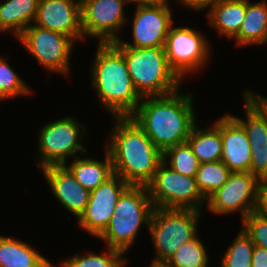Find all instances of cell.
Instances as JSON below:
<instances>
[{
    "label": "cell",
    "instance_id": "9c48e42d",
    "mask_svg": "<svg viewBox=\"0 0 267 267\" xmlns=\"http://www.w3.org/2000/svg\"><path fill=\"white\" fill-rule=\"evenodd\" d=\"M209 42L194 28L174 27V23L171 25L164 49L169 67L181 80L185 75H191L205 68L212 50Z\"/></svg>",
    "mask_w": 267,
    "mask_h": 267
},
{
    "label": "cell",
    "instance_id": "9a60e30c",
    "mask_svg": "<svg viewBox=\"0 0 267 267\" xmlns=\"http://www.w3.org/2000/svg\"><path fill=\"white\" fill-rule=\"evenodd\" d=\"M246 119L232 115L245 129L251 148L250 173L260 182L267 180V113L244 90Z\"/></svg>",
    "mask_w": 267,
    "mask_h": 267
},
{
    "label": "cell",
    "instance_id": "e575fe53",
    "mask_svg": "<svg viewBox=\"0 0 267 267\" xmlns=\"http://www.w3.org/2000/svg\"><path fill=\"white\" fill-rule=\"evenodd\" d=\"M246 92L263 108V110L267 113V97L262 95H258V93L252 92V90H247Z\"/></svg>",
    "mask_w": 267,
    "mask_h": 267
},
{
    "label": "cell",
    "instance_id": "ac0fdd59",
    "mask_svg": "<svg viewBox=\"0 0 267 267\" xmlns=\"http://www.w3.org/2000/svg\"><path fill=\"white\" fill-rule=\"evenodd\" d=\"M221 137V161L232 172H249L252 153L248 136L243 126L230 113L221 116Z\"/></svg>",
    "mask_w": 267,
    "mask_h": 267
},
{
    "label": "cell",
    "instance_id": "d6a6232c",
    "mask_svg": "<svg viewBox=\"0 0 267 267\" xmlns=\"http://www.w3.org/2000/svg\"><path fill=\"white\" fill-rule=\"evenodd\" d=\"M251 267H267V250L258 246L253 249Z\"/></svg>",
    "mask_w": 267,
    "mask_h": 267
},
{
    "label": "cell",
    "instance_id": "5bb4252c",
    "mask_svg": "<svg viewBox=\"0 0 267 267\" xmlns=\"http://www.w3.org/2000/svg\"><path fill=\"white\" fill-rule=\"evenodd\" d=\"M129 185L113 174L105 182L90 192L85 211L77 219L78 226L98 237L108 226L119 196Z\"/></svg>",
    "mask_w": 267,
    "mask_h": 267
},
{
    "label": "cell",
    "instance_id": "8d00e7d4",
    "mask_svg": "<svg viewBox=\"0 0 267 267\" xmlns=\"http://www.w3.org/2000/svg\"><path fill=\"white\" fill-rule=\"evenodd\" d=\"M149 267H172L168 265L166 262H153L149 264Z\"/></svg>",
    "mask_w": 267,
    "mask_h": 267
},
{
    "label": "cell",
    "instance_id": "e0dca14e",
    "mask_svg": "<svg viewBox=\"0 0 267 267\" xmlns=\"http://www.w3.org/2000/svg\"><path fill=\"white\" fill-rule=\"evenodd\" d=\"M41 171L54 197L78 219L88 205L90 191L82 187L64 165L46 166Z\"/></svg>",
    "mask_w": 267,
    "mask_h": 267
},
{
    "label": "cell",
    "instance_id": "44dd1931",
    "mask_svg": "<svg viewBox=\"0 0 267 267\" xmlns=\"http://www.w3.org/2000/svg\"><path fill=\"white\" fill-rule=\"evenodd\" d=\"M267 0L251 3L247 0L246 13L239 33L233 38L238 47L262 45L267 42Z\"/></svg>",
    "mask_w": 267,
    "mask_h": 267
},
{
    "label": "cell",
    "instance_id": "7402d4cb",
    "mask_svg": "<svg viewBox=\"0 0 267 267\" xmlns=\"http://www.w3.org/2000/svg\"><path fill=\"white\" fill-rule=\"evenodd\" d=\"M39 0H6L0 3V32L17 38L36 18Z\"/></svg>",
    "mask_w": 267,
    "mask_h": 267
},
{
    "label": "cell",
    "instance_id": "8992f818",
    "mask_svg": "<svg viewBox=\"0 0 267 267\" xmlns=\"http://www.w3.org/2000/svg\"><path fill=\"white\" fill-rule=\"evenodd\" d=\"M201 212L194 209H153L148 228L156 252L153 262H166L181 245L198 234Z\"/></svg>",
    "mask_w": 267,
    "mask_h": 267
},
{
    "label": "cell",
    "instance_id": "52a82bcc",
    "mask_svg": "<svg viewBox=\"0 0 267 267\" xmlns=\"http://www.w3.org/2000/svg\"><path fill=\"white\" fill-rule=\"evenodd\" d=\"M86 128L73 116L42 126L37 142L40 155L36 160L38 167L42 169L50 165H64L68 162L67 158L77 157L76 153L87 154V149L81 143Z\"/></svg>",
    "mask_w": 267,
    "mask_h": 267
},
{
    "label": "cell",
    "instance_id": "83f0119b",
    "mask_svg": "<svg viewBox=\"0 0 267 267\" xmlns=\"http://www.w3.org/2000/svg\"><path fill=\"white\" fill-rule=\"evenodd\" d=\"M162 161L179 174L191 177H195L200 166L187 141L166 149Z\"/></svg>",
    "mask_w": 267,
    "mask_h": 267
},
{
    "label": "cell",
    "instance_id": "7a4b0ae2",
    "mask_svg": "<svg viewBox=\"0 0 267 267\" xmlns=\"http://www.w3.org/2000/svg\"><path fill=\"white\" fill-rule=\"evenodd\" d=\"M113 118L116 123L105 145L113 173L128 185L147 186L162 162L163 153L130 116Z\"/></svg>",
    "mask_w": 267,
    "mask_h": 267
},
{
    "label": "cell",
    "instance_id": "ffe728a7",
    "mask_svg": "<svg viewBox=\"0 0 267 267\" xmlns=\"http://www.w3.org/2000/svg\"><path fill=\"white\" fill-rule=\"evenodd\" d=\"M0 267H55V265L27 242L0 235Z\"/></svg>",
    "mask_w": 267,
    "mask_h": 267
},
{
    "label": "cell",
    "instance_id": "8fae6325",
    "mask_svg": "<svg viewBox=\"0 0 267 267\" xmlns=\"http://www.w3.org/2000/svg\"><path fill=\"white\" fill-rule=\"evenodd\" d=\"M261 182L250 172H232L227 182L206 199L215 215L239 212L241 221L260 208Z\"/></svg>",
    "mask_w": 267,
    "mask_h": 267
},
{
    "label": "cell",
    "instance_id": "30bf717a",
    "mask_svg": "<svg viewBox=\"0 0 267 267\" xmlns=\"http://www.w3.org/2000/svg\"><path fill=\"white\" fill-rule=\"evenodd\" d=\"M17 40L47 72L61 73L65 77L70 75V56L75 45L73 38L32 24Z\"/></svg>",
    "mask_w": 267,
    "mask_h": 267
},
{
    "label": "cell",
    "instance_id": "d6986e66",
    "mask_svg": "<svg viewBox=\"0 0 267 267\" xmlns=\"http://www.w3.org/2000/svg\"><path fill=\"white\" fill-rule=\"evenodd\" d=\"M247 0H218L206 12L208 24L219 36L233 39L240 30L246 13Z\"/></svg>",
    "mask_w": 267,
    "mask_h": 267
},
{
    "label": "cell",
    "instance_id": "277c9868",
    "mask_svg": "<svg viewBox=\"0 0 267 267\" xmlns=\"http://www.w3.org/2000/svg\"><path fill=\"white\" fill-rule=\"evenodd\" d=\"M154 206L147 186L129 185L119 196L107 228L97 237L107 248L126 254L135 244L140 227L149 228Z\"/></svg>",
    "mask_w": 267,
    "mask_h": 267
},
{
    "label": "cell",
    "instance_id": "603a6c76",
    "mask_svg": "<svg viewBox=\"0 0 267 267\" xmlns=\"http://www.w3.org/2000/svg\"><path fill=\"white\" fill-rule=\"evenodd\" d=\"M104 153L103 162L77 156L69 165L64 164V166L82 187L91 192L114 174L110 155L106 149Z\"/></svg>",
    "mask_w": 267,
    "mask_h": 267
},
{
    "label": "cell",
    "instance_id": "4dcf8cb0",
    "mask_svg": "<svg viewBox=\"0 0 267 267\" xmlns=\"http://www.w3.org/2000/svg\"><path fill=\"white\" fill-rule=\"evenodd\" d=\"M241 222L243 230L250 236L253 244L267 250V214L257 209Z\"/></svg>",
    "mask_w": 267,
    "mask_h": 267
},
{
    "label": "cell",
    "instance_id": "4316f807",
    "mask_svg": "<svg viewBox=\"0 0 267 267\" xmlns=\"http://www.w3.org/2000/svg\"><path fill=\"white\" fill-rule=\"evenodd\" d=\"M232 171L222 162L202 163L195 175V180L201 194L207 199L228 180Z\"/></svg>",
    "mask_w": 267,
    "mask_h": 267
},
{
    "label": "cell",
    "instance_id": "f546056e",
    "mask_svg": "<svg viewBox=\"0 0 267 267\" xmlns=\"http://www.w3.org/2000/svg\"><path fill=\"white\" fill-rule=\"evenodd\" d=\"M31 88L17 75L6 58L0 56V101L18 96L31 95Z\"/></svg>",
    "mask_w": 267,
    "mask_h": 267
},
{
    "label": "cell",
    "instance_id": "5b68a950",
    "mask_svg": "<svg viewBox=\"0 0 267 267\" xmlns=\"http://www.w3.org/2000/svg\"><path fill=\"white\" fill-rule=\"evenodd\" d=\"M116 47L123 53L132 84L141 97L167 95L181 87L182 80L169 67L164 47Z\"/></svg>",
    "mask_w": 267,
    "mask_h": 267
},
{
    "label": "cell",
    "instance_id": "ba28073f",
    "mask_svg": "<svg viewBox=\"0 0 267 267\" xmlns=\"http://www.w3.org/2000/svg\"><path fill=\"white\" fill-rule=\"evenodd\" d=\"M147 188L154 208L201 211V206L206 202L198 189L195 177L179 174L163 161Z\"/></svg>",
    "mask_w": 267,
    "mask_h": 267
},
{
    "label": "cell",
    "instance_id": "6da1fadb",
    "mask_svg": "<svg viewBox=\"0 0 267 267\" xmlns=\"http://www.w3.org/2000/svg\"><path fill=\"white\" fill-rule=\"evenodd\" d=\"M180 88L167 95L145 96L130 117L163 153L187 141L196 122L192 93Z\"/></svg>",
    "mask_w": 267,
    "mask_h": 267
},
{
    "label": "cell",
    "instance_id": "d590c367",
    "mask_svg": "<svg viewBox=\"0 0 267 267\" xmlns=\"http://www.w3.org/2000/svg\"><path fill=\"white\" fill-rule=\"evenodd\" d=\"M130 4L139 5H156V4H169V0H128Z\"/></svg>",
    "mask_w": 267,
    "mask_h": 267
},
{
    "label": "cell",
    "instance_id": "484cf974",
    "mask_svg": "<svg viewBox=\"0 0 267 267\" xmlns=\"http://www.w3.org/2000/svg\"><path fill=\"white\" fill-rule=\"evenodd\" d=\"M101 252L100 255L92 251L84 255L77 253L61 261L57 267H125L127 265L128 260L123 257L125 253L109 247L106 252Z\"/></svg>",
    "mask_w": 267,
    "mask_h": 267
},
{
    "label": "cell",
    "instance_id": "4fadbf2b",
    "mask_svg": "<svg viewBox=\"0 0 267 267\" xmlns=\"http://www.w3.org/2000/svg\"><path fill=\"white\" fill-rule=\"evenodd\" d=\"M171 11L170 4L136 5L132 21L133 43L124 42L121 37L112 43L136 48L164 47L174 22Z\"/></svg>",
    "mask_w": 267,
    "mask_h": 267
},
{
    "label": "cell",
    "instance_id": "cb8c5ba5",
    "mask_svg": "<svg viewBox=\"0 0 267 267\" xmlns=\"http://www.w3.org/2000/svg\"><path fill=\"white\" fill-rule=\"evenodd\" d=\"M187 142L200 164L221 161L223 147L221 117L209 128L201 129L195 124L187 138Z\"/></svg>",
    "mask_w": 267,
    "mask_h": 267
},
{
    "label": "cell",
    "instance_id": "3957f363",
    "mask_svg": "<svg viewBox=\"0 0 267 267\" xmlns=\"http://www.w3.org/2000/svg\"><path fill=\"white\" fill-rule=\"evenodd\" d=\"M91 67L99 102L113 117L130 116L142 97L135 90L123 53L112 43H98Z\"/></svg>",
    "mask_w": 267,
    "mask_h": 267
},
{
    "label": "cell",
    "instance_id": "d4e9b609",
    "mask_svg": "<svg viewBox=\"0 0 267 267\" xmlns=\"http://www.w3.org/2000/svg\"><path fill=\"white\" fill-rule=\"evenodd\" d=\"M204 245L196 235L181 245L166 263L172 267H208L209 256Z\"/></svg>",
    "mask_w": 267,
    "mask_h": 267
},
{
    "label": "cell",
    "instance_id": "7c38bea8",
    "mask_svg": "<svg viewBox=\"0 0 267 267\" xmlns=\"http://www.w3.org/2000/svg\"><path fill=\"white\" fill-rule=\"evenodd\" d=\"M128 0H80L81 29L84 39L95 37L98 43L118 40L127 17L125 4Z\"/></svg>",
    "mask_w": 267,
    "mask_h": 267
},
{
    "label": "cell",
    "instance_id": "f1b7e54d",
    "mask_svg": "<svg viewBox=\"0 0 267 267\" xmlns=\"http://www.w3.org/2000/svg\"><path fill=\"white\" fill-rule=\"evenodd\" d=\"M253 244L250 236L241 228L220 261V267H251Z\"/></svg>",
    "mask_w": 267,
    "mask_h": 267
},
{
    "label": "cell",
    "instance_id": "1f68e13d",
    "mask_svg": "<svg viewBox=\"0 0 267 267\" xmlns=\"http://www.w3.org/2000/svg\"><path fill=\"white\" fill-rule=\"evenodd\" d=\"M183 6L193 10H208L218 0H178Z\"/></svg>",
    "mask_w": 267,
    "mask_h": 267
},
{
    "label": "cell",
    "instance_id": "836d02e7",
    "mask_svg": "<svg viewBox=\"0 0 267 267\" xmlns=\"http://www.w3.org/2000/svg\"><path fill=\"white\" fill-rule=\"evenodd\" d=\"M267 214V180L261 182L260 208Z\"/></svg>",
    "mask_w": 267,
    "mask_h": 267
},
{
    "label": "cell",
    "instance_id": "2e32d148",
    "mask_svg": "<svg viewBox=\"0 0 267 267\" xmlns=\"http://www.w3.org/2000/svg\"><path fill=\"white\" fill-rule=\"evenodd\" d=\"M34 25L84 40L80 0H39Z\"/></svg>",
    "mask_w": 267,
    "mask_h": 267
}]
</instances>
